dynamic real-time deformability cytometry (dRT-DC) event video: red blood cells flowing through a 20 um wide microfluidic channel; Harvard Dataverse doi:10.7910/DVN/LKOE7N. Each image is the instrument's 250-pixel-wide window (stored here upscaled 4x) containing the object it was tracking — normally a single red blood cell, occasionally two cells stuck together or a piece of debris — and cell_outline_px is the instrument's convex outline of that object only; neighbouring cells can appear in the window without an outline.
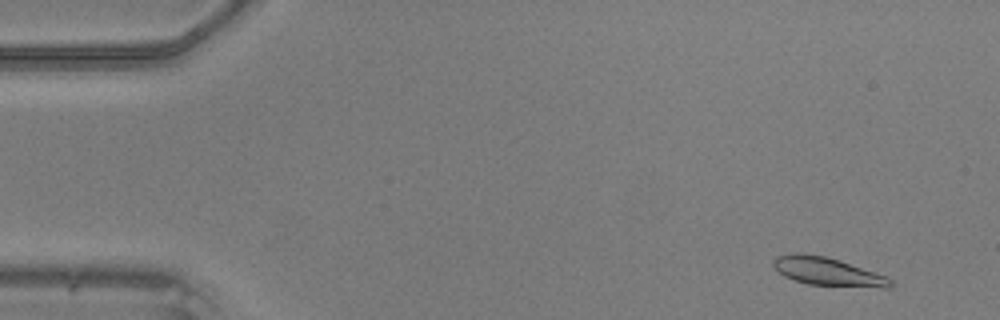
{"species": "common noctule bat (a hibernating species)", "species_latin": "Nyctalus noctula", "temperature_condition": "warm", "stored_images_in_passage": 48, "camera_frame_rate_fps": 3000, "um_per_image_px": 0.085, "animal": {"sex": "male", "body_mass_g": 20.5, "forearm_length_mm": 52.5}, "frame": {"image": 1, "passage_image": 3, "time_ms": 0.667, "image_size_px": [1000, 320], "cell_outline_px": [[892, 284], [888, 288], [884, 288], [808, 284], [784, 276], [772, 264], [772, 260], [776, 256], [796, 252], [800, 252], [824, 256], [888, 276], [892, 280]], "centroid_in_image_um": [70.34, 23.08], "position_along_channel_um": 14.7, "area_um2": 19.07}}
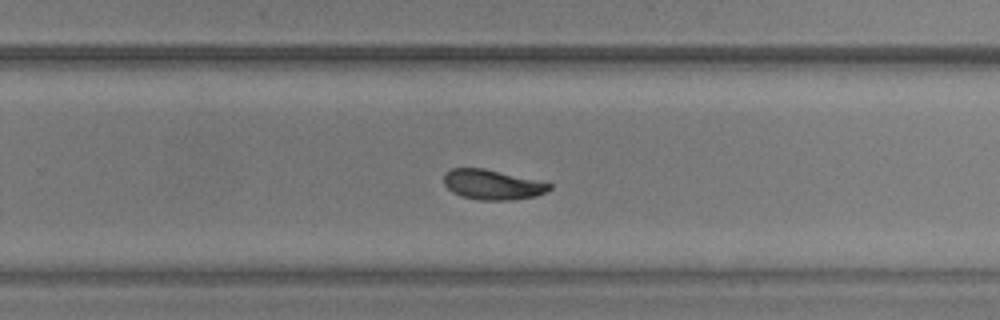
{"frame": {"image": 2, "passage_image": 31, "time_ms": 10.0, "image_size_px": [1000, 320], "cell_outline_px": [[552, 188], [536, 196], [512, 200], [480, 200], [460, 196], [452, 192], [444, 184], [444, 172], [452, 168], [484, 168], [552, 184]], "centroid_in_image_um": [41.81, 15.7], "position_along_channel_um": 288.0, "area_um2": 18.32}}
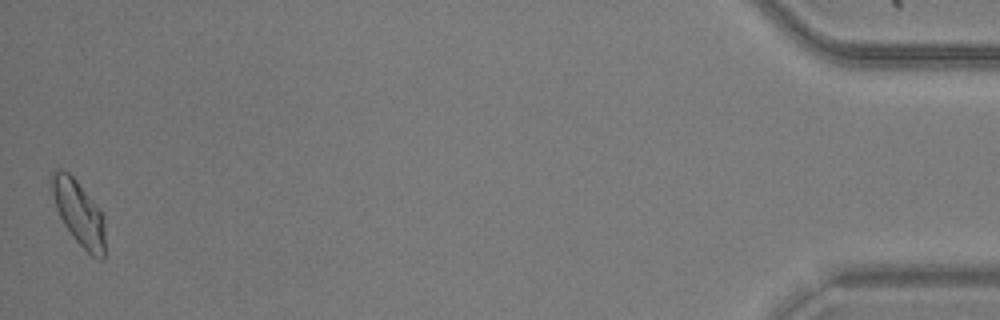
{"frame": {"image": 3, "passage_image": 48, "time_ms": 15.667, "image_size_px": [1000, 320], "cell_outline_px": [[104, 260], [100, 260], [92, 256], [72, 236], [64, 224], [56, 208], [48, 180], [52, 172], [60, 168], [68, 172], [76, 180], [100, 208], [104, 216]], "centroid_in_image_um": [6.68, 18.06], "position_along_channel_um": 428.5, "area_um2": 20.29}}